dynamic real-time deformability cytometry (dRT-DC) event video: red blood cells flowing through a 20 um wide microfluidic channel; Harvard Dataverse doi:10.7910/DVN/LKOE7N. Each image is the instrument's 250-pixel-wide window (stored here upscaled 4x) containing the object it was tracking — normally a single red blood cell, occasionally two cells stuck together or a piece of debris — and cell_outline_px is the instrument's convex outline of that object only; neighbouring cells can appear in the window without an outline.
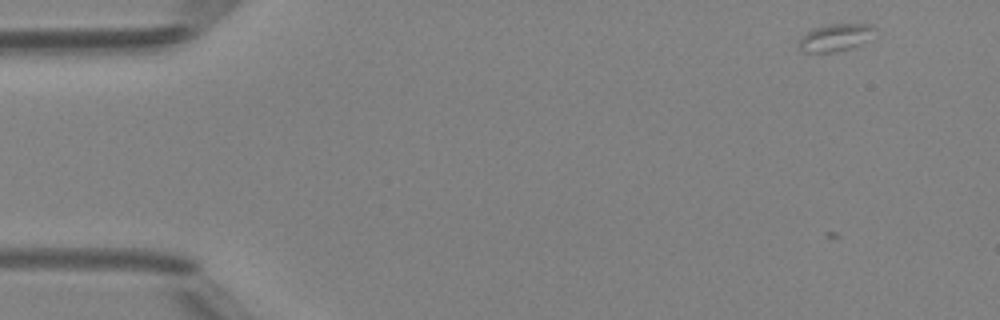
{"species": "Egyptian fruit bat (a non-hibernating species)", "species_latin": "Rousettus aegyptiacus", "temperature_condition": "room temperature", "stored_images_in_passage": 39, "camera_frame_rate_fps": 3000, "um_per_image_px": 0.085, "animal": {"sex": "female"}, "frame": {"image": 1, "passage_image": 1, "time_ms": 0.0, "image_size_px": [1000, 320], "cell_outline_px": [[876, 28], [860, 44], [848, 48], [832, 52], [804, 52], [800, 48], [800, 40], [812, 28], [828, 24], [872, 24]], "centroid_in_image_um": [70.98, 3.17], "position_along_channel_um": 14.0, "area_um2": 11.56}}